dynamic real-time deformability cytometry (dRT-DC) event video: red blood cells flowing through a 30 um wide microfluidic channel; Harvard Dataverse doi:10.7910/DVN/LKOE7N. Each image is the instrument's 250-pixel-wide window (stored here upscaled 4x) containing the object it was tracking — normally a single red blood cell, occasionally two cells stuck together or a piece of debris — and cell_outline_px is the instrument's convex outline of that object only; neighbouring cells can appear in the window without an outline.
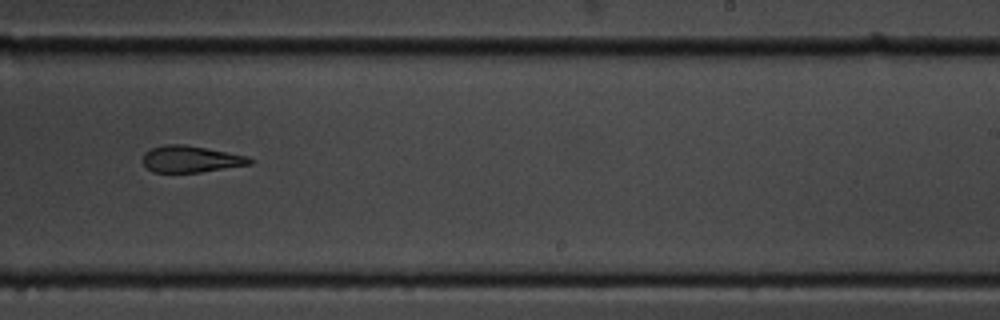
{"species": "common noctule bat (a hibernating species)", "species_latin": "Nyctalus noctula", "temperature_condition": "cold", "stored_images_in_passage": 16, "camera_frame_rate_fps": 3000, "um_per_image_px": 0.085, "animal": {"sex": "male", "body_mass_g": 19.5, "forearm_length_mm": 54.6}, "frame": {"image": 1, "passage_image": 10, "time_ms": 11.0, "image_size_px": [1000, 320], "cell_outline_px": [[252, 164], [200, 172], [152, 172], [144, 164], [144, 152], [152, 148], [164, 144], [184, 144], [228, 152], [248, 156], [252, 160]], "centroid_in_image_um": [16.22, 13.51], "position_along_channel_um": 272.8, "area_um2": 16.47}, "authors_computed_cell_mechanics": {"area_um2": 18.3226, "velocity_mm_per_s": 3.5266, "shape_relaxation_time_tau1_ms": 6.1936, "shape_relaxation_time_tau2_ms": 5.0792, "deformation_change_tau1": 0.1143, "deformation_change_tau2": 0.1247}}